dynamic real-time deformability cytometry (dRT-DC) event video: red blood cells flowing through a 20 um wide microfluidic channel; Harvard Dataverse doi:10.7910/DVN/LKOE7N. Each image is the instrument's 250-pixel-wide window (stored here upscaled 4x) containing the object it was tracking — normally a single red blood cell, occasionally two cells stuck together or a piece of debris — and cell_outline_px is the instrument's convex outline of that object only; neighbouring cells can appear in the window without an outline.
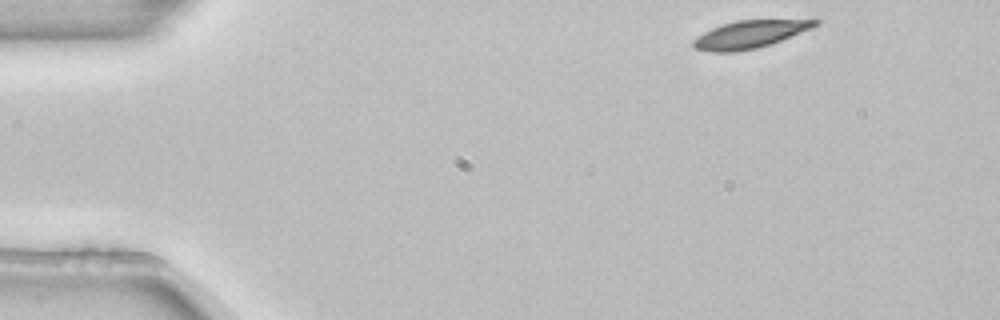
{"species": "common noctule bat (a hibernating species)", "species_latin": "Nyctalus noctula", "temperature_condition": "room temperature", "stored_images_in_passage": 3, "camera_frame_rate_fps": 3000, "um_per_image_px": 0.085, "animal": {"sex": "female", "body_mass_g": 22.7, "forearm_length_mm": 54.2}, "frame": {"image": 1, "passage_image": 1, "time_ms": 0.0, "image_size_px": [1000, 320], "cell_outline_px": [[820, 24], [812, 28], [772, 44], [756, 48], [736, 52], [708, 52], [696, 48], [692, 44], [692, 40], [696, 36], [712, 28], [736, 20], [820, 20]], "centroid_in_image_um": [63.71, 2.93], "position_along_channel_um": 21.3, "area_um2": 19.54}}